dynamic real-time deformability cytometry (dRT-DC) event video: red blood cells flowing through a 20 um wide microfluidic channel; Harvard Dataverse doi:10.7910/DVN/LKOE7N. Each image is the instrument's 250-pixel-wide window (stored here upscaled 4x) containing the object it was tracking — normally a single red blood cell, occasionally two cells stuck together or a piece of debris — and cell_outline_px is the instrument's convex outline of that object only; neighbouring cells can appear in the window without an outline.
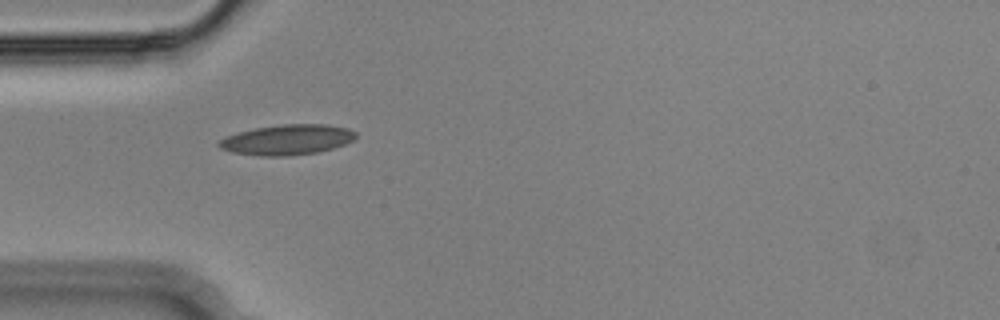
{"species": "Egyptian fruit bat (a non-hibernating species)", "species_latin": "Rousettus aegyptiacus", "temperature_condition": "cold", "stored_images_in_passage": 28, "camera_frame_rate_fps": 3000, "um_per_image_px": 0.085, "animal": {"sex": "male"}, "frame": {"image": 1, "passage_image": 1, "time_ms": 0.0, "image_size_px": [1000, 320], "cell_outline_px": [[356, 136], [352, 140], [344, 144], [332, 148], [316, 152], [288, 156], [260, 156], [232, 152], [220, 148], [216, 144], [224, 136], [256, 128], [284, 124], [328, 124], [348, 128], [356, 132]], "centroid_in_image_um": [24.39, 11.87], "position_along_channel_um": 60.6, "area_um2": 24.04}}
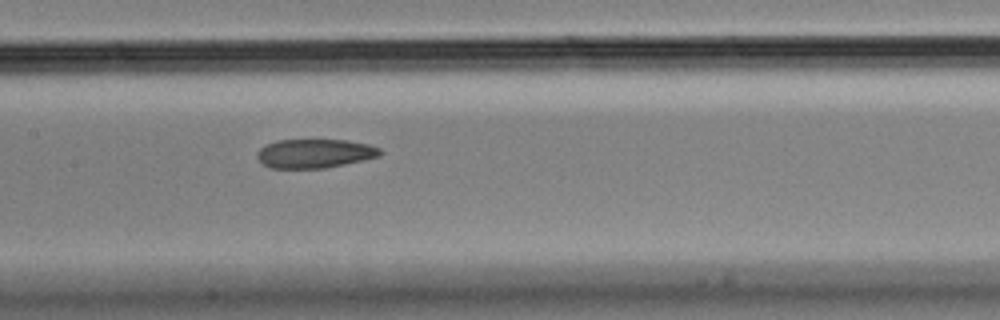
{"frame": {"image": 2, "passage_image": 11, "time_ms": 3.333, "image_size_px": [1000, 320], "cell_outline_px": [[384, 152], [380, 156], [364, 160], [324, 168], [272, 168], [264, 164], [256, 156], [256, 152], [260, 148], [276, 140], [348, 140], [368, 144], [380, 148]], "centroid_in_image_um": [26.78, 13.04], "position_along_channel_um": 180.6, "area_um2": 20.75}}
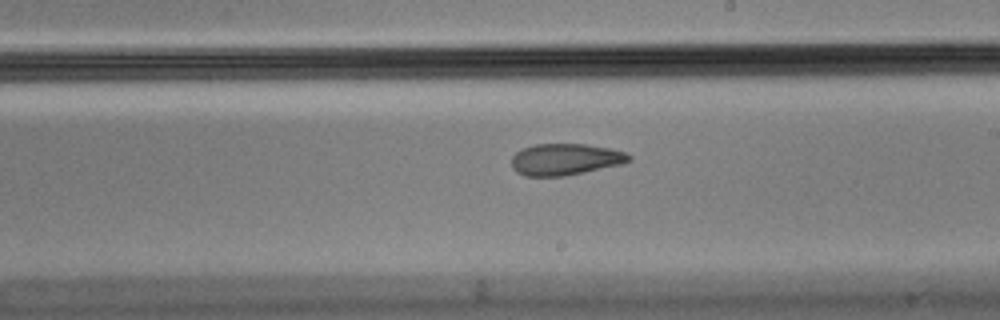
{"frame": {"image": 3, "passage_image": 16, "time_ms": 5.0, "image_size_px": [1000, 320], "cell_outline_px": [[632, 160], [624, 164], [564, 176], [524, 176], [516, 172], [512, 168], [512, 156], [516, 152], [524, 148], [536, 144], [584, 144], [608, 148], [628, 152], [632, 156]], "centroid_in_image_um": [48.08, 13.55], "position_along_channel_um": 240.9, "area_um2": 21.73}, "authors_computed_cell_mechanics": {"area_um2": 21.8484, "velocity_mm_per_s": 3.6339, "shape_relaxation_time_tau1_ms": null, "shape_relaxation_time_tau2_ms": 3.178, "deformation_change_tau1": null, "deformation_change_tau2": 0.0835}}